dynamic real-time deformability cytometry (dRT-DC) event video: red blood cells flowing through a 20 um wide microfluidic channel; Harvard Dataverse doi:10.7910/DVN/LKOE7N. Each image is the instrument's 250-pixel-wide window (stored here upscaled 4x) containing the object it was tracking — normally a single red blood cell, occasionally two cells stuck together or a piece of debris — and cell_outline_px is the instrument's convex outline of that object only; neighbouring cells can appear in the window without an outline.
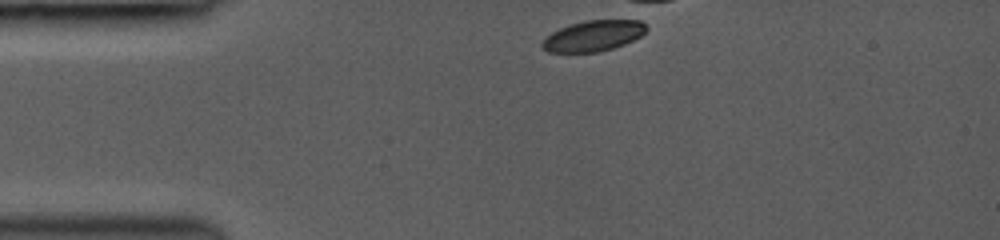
{"species": "common noctule bat (a hibernating species)", "species_latin": "Nyctalus noctula", "temperature_condition": "room temperature", "stored_images_in_passage": 9, "camera_frame_rate_fps": 3000, "um_per_image_px": 0.085, "animal": {"sex": "female", "body_mass_g": 19.0, "forearm_length_mm": 53.3}, "frame": {"image": 1, "passage_image": 1, "time_ms": 0.0, "image_size_px": [1000, 240], "cell_outline_px": [[648, 28], [640, 36], [624, 44], [612, 48], [596, 52], [548, 52], [540, 44], [552, 32], [560, 28], [584, 20], [628, 16], [632, 16], [640, 20]], "centroid_in_image_um": [50.53, 2.97], "position_along_channel_um": 34.5, "area_um2": 19.25}}